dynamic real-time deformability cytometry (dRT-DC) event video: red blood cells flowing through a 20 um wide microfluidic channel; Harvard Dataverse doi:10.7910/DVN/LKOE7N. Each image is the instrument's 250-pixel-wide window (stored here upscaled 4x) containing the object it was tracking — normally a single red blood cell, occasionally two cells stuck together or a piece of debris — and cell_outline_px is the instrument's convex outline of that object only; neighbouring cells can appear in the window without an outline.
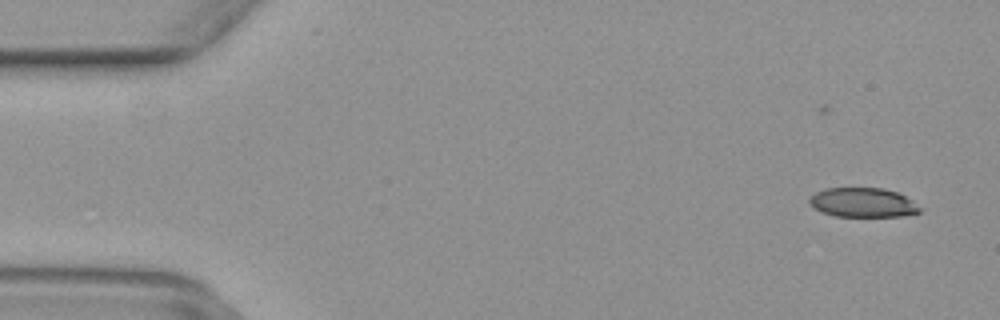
{"species": "common noctule bat (a hibernating species)", "species_latin": "Nyctalus noctula", "temperature_condition": "warm", "stored_images_in_passage": 50, "camera_frame_rate_fps": 3000, "um_per_image_px": 0.085, "animal": {"sex": "female", "body_mass_g": 29.2, "forearm_length_mm": 56.3}, "frame": {"image": 1, "passage_image": 3, "time_ms": 0.667, "image_size_px": [1000, 320], "cell_outline_px": [[920, 212], [900, 216], [836, 216], [820, 212], [812, 208], [808, 204], [808, 200], [816, 192], [824, 188], [884, 188], [896, 192], [904, 196], [920, 208]], "centroid_in_image_um": [73.26, 17.21], "position_along_channel_um": 11.7, "area_um2": 18.79}}
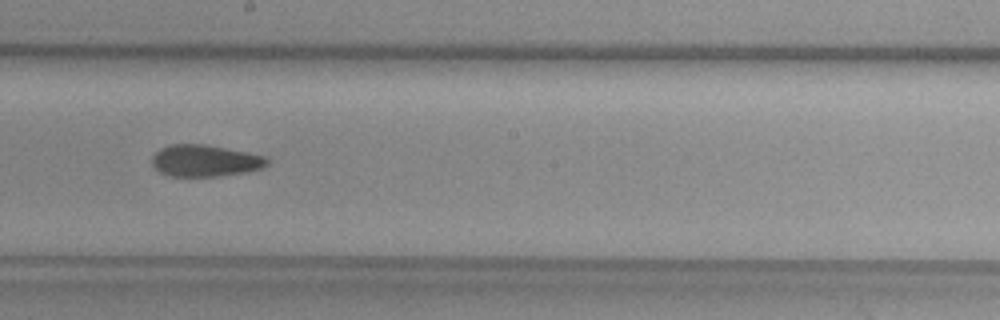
{"frame": {"image": 2, "passage_image": 28, "time_ms": 9.0, "image_size_px": [1000, 320], "cell_outline_px": [[268, 164], [260, 168], [248, 172], [216, 176], [168, 176], [160, 172], [152, 164], [152, 156], [160, 148], [172, 144], [204, 144], [248, 152], [268, 156]], "centroid_in_image_um": [17.44, 13.65], "position_along_channel_um": 230.8, "area_um2": 21.33}}
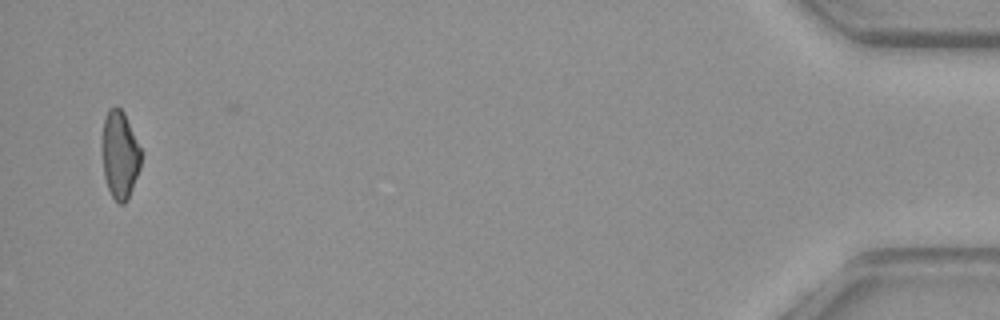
{"frame": {"image": 3, "passage_image": 49, "time_ms": 16.0, "image_size_px": [1000, 320], "cell_outline_px": [[140, 168], [128, 200], [124, 204], [116, 204], [108, 188], [104, 176], [104, 120], [108, 108], [120, 108], [124, 112], [140, 148]], "centroid_in_image_um": [10.21, 13.22], "position_along_channel_um": 425.0, "area_um2": 19.31}}